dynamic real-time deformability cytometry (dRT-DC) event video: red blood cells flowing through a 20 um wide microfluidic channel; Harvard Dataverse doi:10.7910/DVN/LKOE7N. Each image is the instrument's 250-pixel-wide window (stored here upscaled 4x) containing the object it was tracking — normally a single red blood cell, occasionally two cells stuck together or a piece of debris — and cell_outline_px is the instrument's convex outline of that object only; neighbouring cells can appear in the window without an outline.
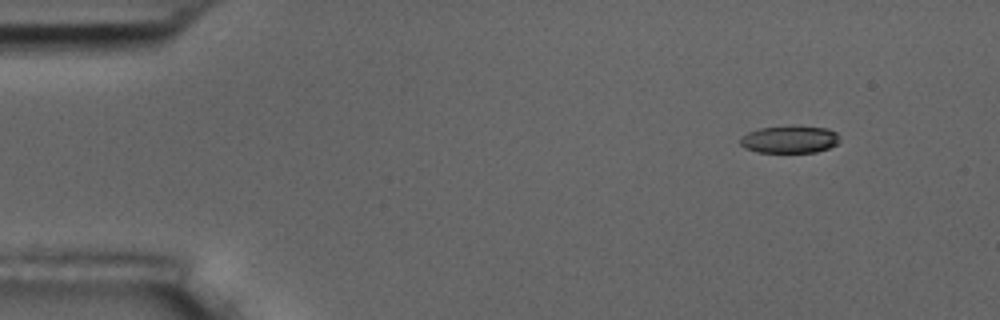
{"species": "common noctule bat (a hibernating species)", "species_latin": "Nyctalus noctula", "temperature_condition": "room temperature", "stored_images_in_passage": 4, "camera_frame_rate_fps": 3000, "um_per_image_px": 0.085, "animal": {"sex": "male", "body_mass_g": 17.5, "forearm_length_mm": 52.3}, "frame": {"image": 1, "passage_image": 1, "time_ms": 0.0, "image_size_px": [1000, 320], "cell_outline_px": [[840, 140], [836, 144], [828, 148], [816, 152], [756, 152], [744, 148], [740, 144], [740, 136], [748, 132], [760, 128], [800, 124], [828, 128], [836, 132]], "centroid_in_image_um": [67.12, 11.82], "position_along_channel_um": 17.9, "area_um2": 16.3}}
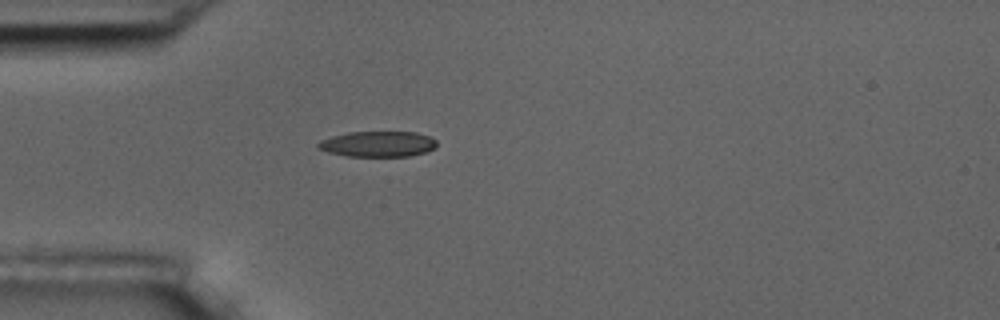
{"frame": {"image": 2, "passage_image": 4, "time_ms": 3.333, "image_size_px": [1000, 320], "cell_outline_px": [[436, 148], [428, 152], [408, 156], [344, 156], [328, 152], [316, 148], [316, 144], [320, 140], [332, 136], [348, 132], [416, 132], [428, 136], [436, 140]], "centroid_in_image_um": [32.1, 12.24], "position_along_channel_um": 52.9, "area_um2": 17.86}}